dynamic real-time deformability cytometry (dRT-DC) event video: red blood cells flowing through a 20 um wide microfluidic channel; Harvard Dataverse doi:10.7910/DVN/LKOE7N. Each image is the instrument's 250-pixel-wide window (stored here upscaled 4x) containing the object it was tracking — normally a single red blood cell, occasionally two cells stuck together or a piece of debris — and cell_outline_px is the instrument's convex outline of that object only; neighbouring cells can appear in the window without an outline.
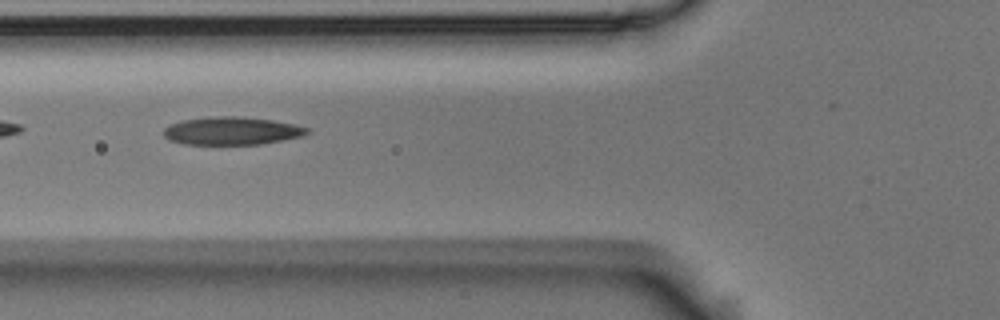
{"species": "Egyptian fruit bat (a non-hibernating species)", "species_latin": "Rousettus aegyptiacus", "temperature_condition": "room temperature", "stored_images_in_passage": 2, "camera_frame_rate_fps": 3000, "um_per_image_px": 0.085, "animal": {"sex": "male"}, "frame": {"image": 1, "passage_image": 2, "time_ms": 0.333, "image_size_px": [1000, 320], "cell_outline_px": [[312, 132], [304, 136], [260, 144], [184, 144], [168, 140], [164, 136], [164, 128], [168, 124], [180, 120], [216, 116], [240, 116], [272, 120], [296, 124], [308, 128]], "centroid_in_image_um": [19.71, 11.12], "position_along_channel_um": 106.1, "area_um2": 23.58}}